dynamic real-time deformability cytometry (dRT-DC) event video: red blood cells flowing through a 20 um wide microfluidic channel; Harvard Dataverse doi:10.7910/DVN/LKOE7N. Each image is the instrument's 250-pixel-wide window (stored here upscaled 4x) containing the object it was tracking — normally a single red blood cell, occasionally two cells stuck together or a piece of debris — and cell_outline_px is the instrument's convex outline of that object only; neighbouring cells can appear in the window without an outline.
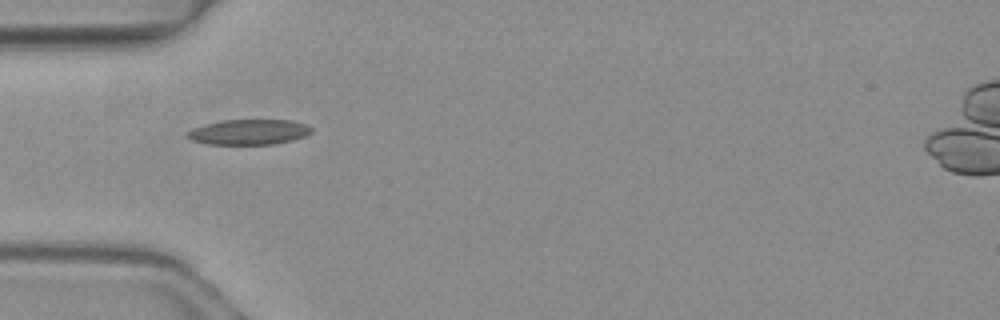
{"species": "common noctule bat (a hibernating species)", "species_latin": "Nyctalus noctula", "temperature_condition": "warm", "stored_images_in_passage": 2, "camera_frame_rate_fps": 3000, "um_per_image_px": 0.085, "animal": {"sex": "female", "body_mass_g": 19.3, "forearm_length_mm": 54.1}, "frame": {"image": 1, "passage_image": 1, "time_ms": 0.0, "image_size_px": [1000, 320], "cell_outline_px": [[312, 132], [304, 136], [292, 140], [272, 144], [208, 144], [192, 140], [184, 136], [192, 128], [204, 124], [220, 120], [292, 120], [308, 124], [312, 128]], "centroid_in_image_um": [21.15, 11.21], "position_along_channel_um": 63.9, "area_um2": 18.38}}
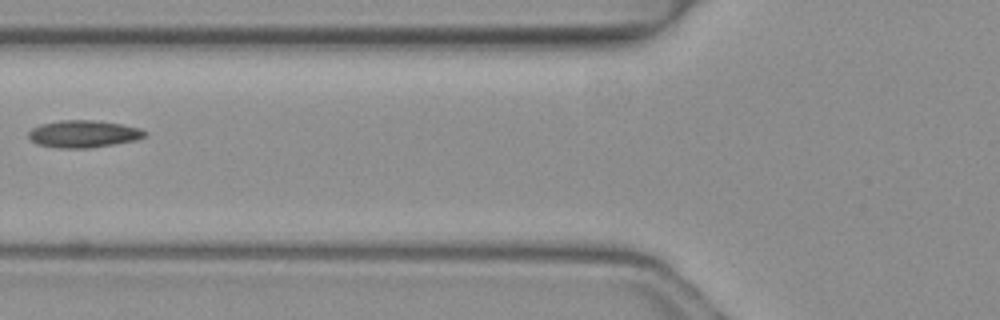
{"frame": {"image": 2, "passage_image": 2, "time_ms": 0.333, "image_size_px": [1000, 320], "cell_outline_px": [[148, 132], [144, 136], [132, 140], [112, 144], [88, 148], [56, 148], [36, 144], [28, 136], [28, 132], [32, 128], [40, 124], [60, 120], [92, 120], [120, 124], [140, 128]], "centroid_in_image_um": [7.03, 11.38], "position_along_channel_um": 118.8, "area_um2": 18.26}}